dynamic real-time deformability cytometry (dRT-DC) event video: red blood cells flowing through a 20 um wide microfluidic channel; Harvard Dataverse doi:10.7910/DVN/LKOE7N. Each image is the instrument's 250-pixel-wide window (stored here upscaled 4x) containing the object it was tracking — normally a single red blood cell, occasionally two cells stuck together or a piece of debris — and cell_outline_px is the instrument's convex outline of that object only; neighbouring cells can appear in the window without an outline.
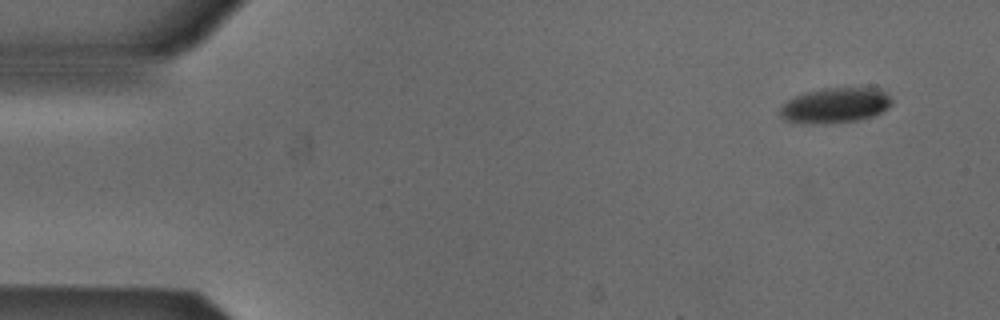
{"species": "Egyptian fruit bat (a non-hibernating species)", "species_latin": "Rousettus aegyptiacus", "temperature_condition": "cold", "stored_images_in_passage": 3, "camera_frame_rate_fps": 3000, "um_per_image_px": 0.085, "animal": {"sex": "male"}, "frame": {"image": 1, "passage_image": 1, "time_ms": 0.0, "image_size_px": [1000, 320], "cell_outline_px": [[892, 104], [888, 108], [872, 116], [856, 120], [804, 124], [784, 120], [780, 116], [780, 108], [788, 100], [804, 92], [824, 88], [880, 88], [892, 100]], "centroid_in_image_um": [70.97, 8.94], "position_along_channel_um": 14.0, "area_um2": 22.66}}